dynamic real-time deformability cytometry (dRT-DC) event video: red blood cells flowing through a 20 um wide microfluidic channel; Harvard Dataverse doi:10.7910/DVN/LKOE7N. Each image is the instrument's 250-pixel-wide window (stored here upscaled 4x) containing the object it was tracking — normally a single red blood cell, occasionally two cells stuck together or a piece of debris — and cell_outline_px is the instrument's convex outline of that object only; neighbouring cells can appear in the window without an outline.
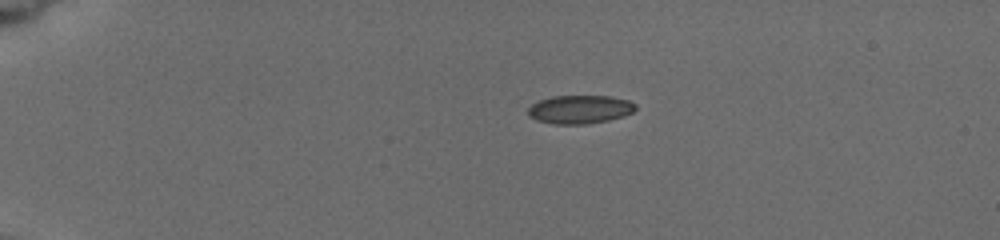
{"species": "common noctule bat (a hibernating species)", "species_latin": "Nyctalus noctula", "temperature_condition": "cold", "stored_images_in_passage": 7, "camera_frame_rate_fps": 3000, "um_per_image_px": 0.085, "animal": {"sex": "female", "body_mass_g": 19.5, "forearm_length_mm": 54.1}, "frame": {"image": 1, "passage_image": 1, "time_ms": 0.0, "image_size_px": [1000, 240], "cell_outline_px": [[636, 108], [632, 112], [624, 116], [608, 120], [584, 124], [552, 124], [536, 120], [528, 116], [528, 108], [532, 104], [540, 100], [552, 96], [608, 96], [628, 100], [636, 104]], "centroid_in_image_um": [49.27, 9.3], "position_along_channel_um": 35.7, "area_um2": 17.8}}
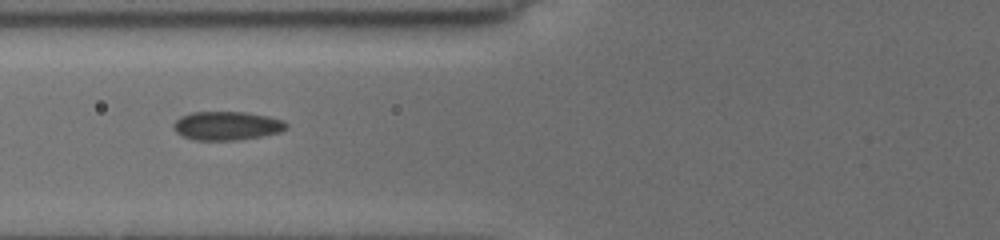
{"frame": {"image": 2, "passage_image": 5, "time_ms": 3.667, "image_size_px": [1000, 240], "cell_outline_px": [[288, 128], [280, 132], [260, 136], [236, 140], [196, 140], [184, 136], [176, 132], [172, 124], [180, 116], [192, 112], [244, 112], [268, 116], [284, 120], [288, 124]], "centroid_in_image_um": [19.3, 10.68], "position_along_channel_um": 106.5, "area_um2": 18.84}}
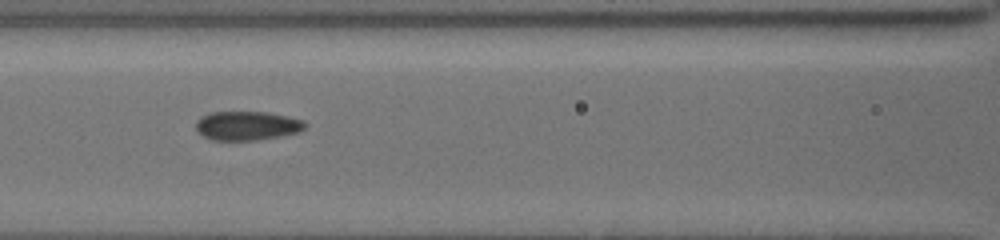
{"frame": {"image": 3, "passage_image": 6, "time_ms": 4.667, "image_size_px": [1000, 240], "cell_outline_px": [[308, 124], [300, 132], [280, 136], [256, 140], [212, 140], [204, 136], [196, 128], [196, 120], [200, 116], [208, 112], [268, 112], [288, 116], [304, 120]], "centroid_in_image_um": [21.02, 10.67], "position_along_channel_um": 145.6, "area_um2": 18.61}}